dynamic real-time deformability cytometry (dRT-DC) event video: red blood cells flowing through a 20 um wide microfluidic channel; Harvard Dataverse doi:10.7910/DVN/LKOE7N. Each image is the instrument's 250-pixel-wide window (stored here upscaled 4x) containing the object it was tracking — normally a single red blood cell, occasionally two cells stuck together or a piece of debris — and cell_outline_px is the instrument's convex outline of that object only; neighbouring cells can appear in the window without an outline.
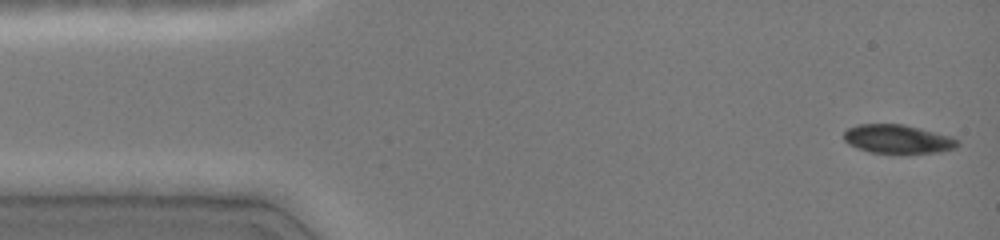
{"species": "common noctule bat (a hibernating species)", "species_latin": "Nyctalus noctula", "temperature_condition": "cold", "stored_images_in_passage": 34, "camera_frame_rate_fps": 3000, "um_per_image_px": 0.085, "animal": {"sex": "female", "body_mass_g": 19.0, "forearm_length_mm": 51.5}, "frame": {"image": 1, "passage_image": 1, "time_ms": 0.0, "image_size_px": [1000, 240], "cell_outline_px": [[960, 144], [956, 148], [940, 152], [872, 152], [856, 148], [848, 144], [844, 140], [844, 132], [848, 128], [860, 124], [904, 124], [952, 136], [960, 140]], "centroid_in_image_um": [76.34, 11.8], "position_along_channel_um": 8.7, "area_um2": 18.96}}
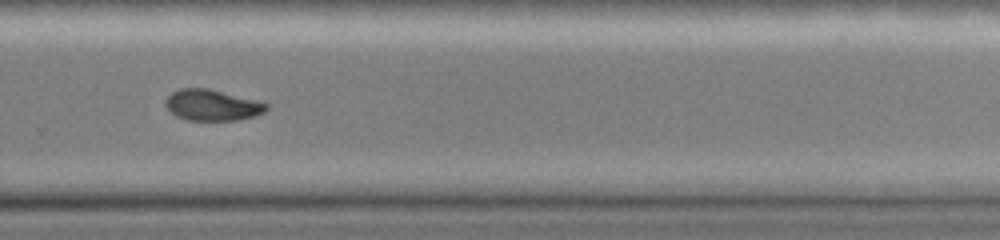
{"frame": {"image": 2, "passage_image": 31, "time_ms": 10.0, "image_size_px": [1000, 240], "cell_outline_px": [[268, 108], [264, 112], [252, 116], [236, 120], [188, 120], [176, 116], [164, 104], [164, 100], [172, 92], [180, 88], [208, 88], [256, 100], [268, 104]], "centroid_in_image_um": [18.01, 8.93], "position_along_channel_um": 311.8, "area_um2": 18.09}}
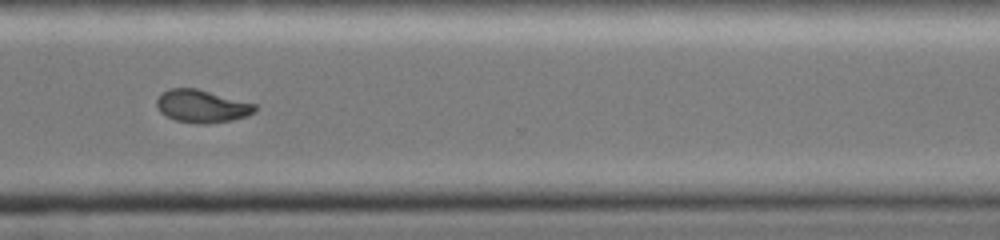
{"frame": {"image": 3, "passage_image": 33, "time_ms": 11.0, "image_size_px": [1000, 240], "cell_outline_px": [[256, 112], [248, 116], [232, 120], [204, 124], [200, 124], [176, 120], [160, 112], [156, 104], [156, 100], [160, 92], [168, 88], [196, 88], [256, 104]], "centroid_in_image_um": [17.15, 9.02], "position_along_channel_um": 353.4, "area_um2": 18.79}}